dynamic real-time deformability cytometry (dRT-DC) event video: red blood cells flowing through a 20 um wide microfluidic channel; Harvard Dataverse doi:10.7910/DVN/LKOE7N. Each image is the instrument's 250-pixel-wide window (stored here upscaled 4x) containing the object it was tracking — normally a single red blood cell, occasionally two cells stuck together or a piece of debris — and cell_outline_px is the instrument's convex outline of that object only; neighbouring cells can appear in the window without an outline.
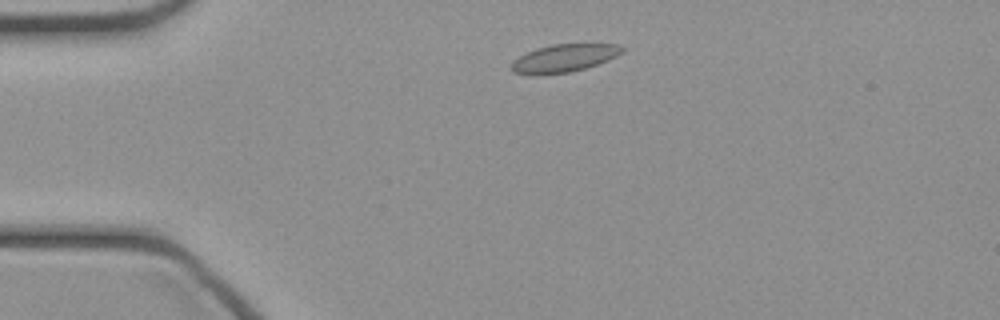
{"species": "common noctule bat (a hibernating species)", "species_latin": "Nyctalus noctula", "temperature_condition": "cold", "stored_images_in_passage": 41, "camera_frame_rate_fps": 3000, "um_per_image_px": 0.085, "animal": {"sex": "female", "body_mass_g": 21.9}, "frame": {"image": 1, "passage_image": 4, "time_ms": 1.0, "image_size_px": [1000, 320], "cell_outline_px": [[624, 52], [608, 60], [584, 68], [568, 72], [536, 76], [512, 72], [512, 60], [536, 48], [552, 44], [620, 44], [624, 48]], "centroid_in_image_um": [47.93, 4.95], "position_along_channel_um": 37.1, "area_um2": 17.98}}
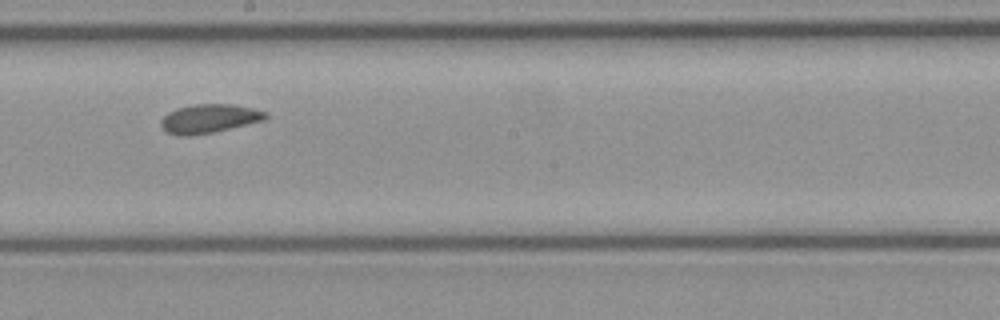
{"frame": {"image": 2, "passage_image": 20, "time_ms": 6.333, "image_size_px": [1000, 320], "cell_outline_px": [[268, 116], [264, 120], [212, 132], [188, 136], [180, 136], [168, 132], [160, 124], [160, 120], [168, 112], [176, 108], [192, 104], [232, 104], [252, 108], [268, 112]], "centroid_in_image_um": [17.77, 10.06], "position_along_channel_um": 230.4, "area_um2": 17.46}}
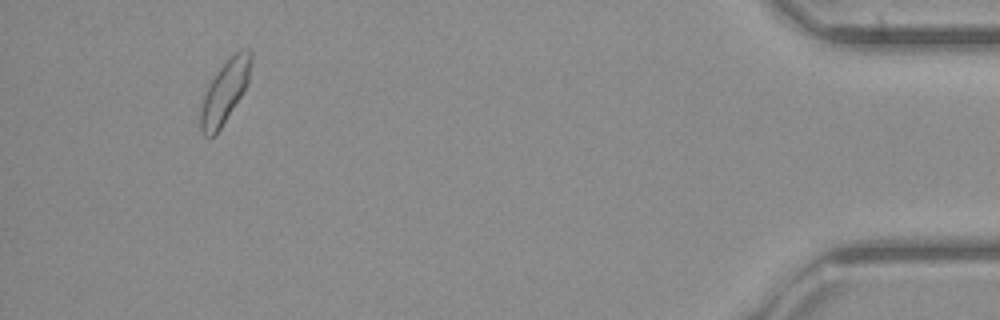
{"frame": {"image": 3, "passage_image": 38, "time_ms": 12.333, "image_size_px": [1000, 320], "cell_outline_px": [[252, 60], [248, 84], [220, 128], [212, 136], [204, 136], [200, 132], [200, 108], [208, 84], [216, 72], [228, 56], [236, 52], [252, 52]], "centroid_in_image_um": [19.08, 7.79], "position_along_channel_um": 416.1, "area_um2": 18.15}}